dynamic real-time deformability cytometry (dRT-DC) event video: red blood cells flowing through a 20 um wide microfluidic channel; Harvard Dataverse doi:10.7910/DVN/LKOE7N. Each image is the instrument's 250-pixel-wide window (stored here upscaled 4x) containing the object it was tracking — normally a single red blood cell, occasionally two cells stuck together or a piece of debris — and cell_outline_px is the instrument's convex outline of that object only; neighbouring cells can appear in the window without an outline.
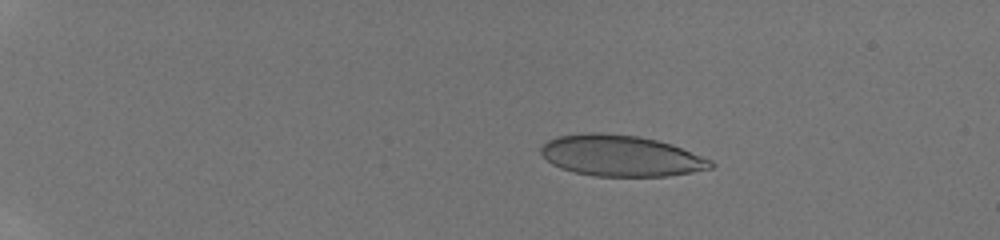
{"species": "human", "species_latin": "Homo sapiens", "temperature_condition": "room temperature", "stored_images_in_passage": 14, "camera_frame_rate_fps": 3000, "um_per_image_px": 0.085, "donor": {"sex": "male"}, "frame": {"image": 1, "passage_image": 6, "time_ms": 3.333, "image_size_px": [1000, 240], "cell_outline_px": [[716, 164], [712, 168], [692, 172], [668, 176], [596, 176], [576, 172], [560, 168], [552, 164], [540, 152], [540, 148], [548, 140], [556, 136], [592, 132], [640, 136], [672, 144], [712, 160]], "centroid_in_image_um": [52.79, 13.24], "position_along_channel_um": 32.2, "area_um2": 40.58}}
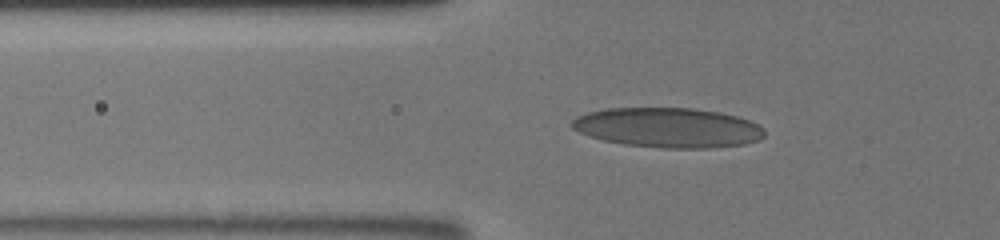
{"frame": {"image": 2, "passage_image": 11, "time_ms": 6.667, "image_size_px": [1000, 240], "cell_outline_px": [[764, 136], [756, 140], [744, 144], [712, 148], [660, 148], [624, 144], [604, 140], [588, 136], [572, 128], [572, 120], [576, 116], [588, 112], [608, 108], [692, 108], [720, 112], [736, 116], [748, 120], [764, 128]], "centroid_in_image_um": [56.76, 10.85], "position_along_channel_um": 69.0, "area_um2": 44.62}}
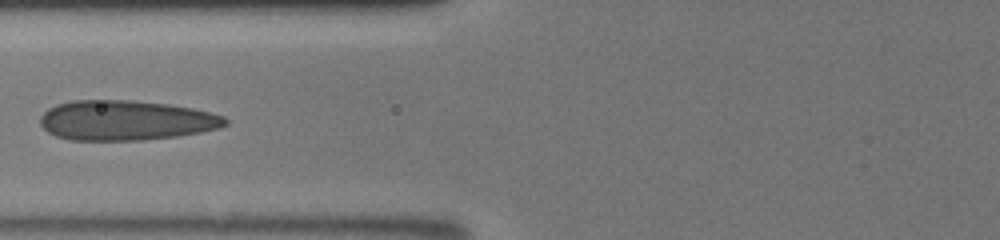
{"frame": {"image": 3, "passage_image": 13, "time_ms": 8.0, "image_size_px": [1000, 240], "cell_outline_px": [[228, 124], [216, 128], [200, 132], [176, 136], [144, 140], [72, 140], [56, 136], [48, 132], [40, 124], [40, 116], [48, 108], [56, 104], [72, 100], [132, 100], [168, 104], [192, 108], [224, 116], [228, 120]], "centroid_in_image_um": [10.66, 10.22], "position_along_channel_um": 115.1, "area_um2": 43.06}}